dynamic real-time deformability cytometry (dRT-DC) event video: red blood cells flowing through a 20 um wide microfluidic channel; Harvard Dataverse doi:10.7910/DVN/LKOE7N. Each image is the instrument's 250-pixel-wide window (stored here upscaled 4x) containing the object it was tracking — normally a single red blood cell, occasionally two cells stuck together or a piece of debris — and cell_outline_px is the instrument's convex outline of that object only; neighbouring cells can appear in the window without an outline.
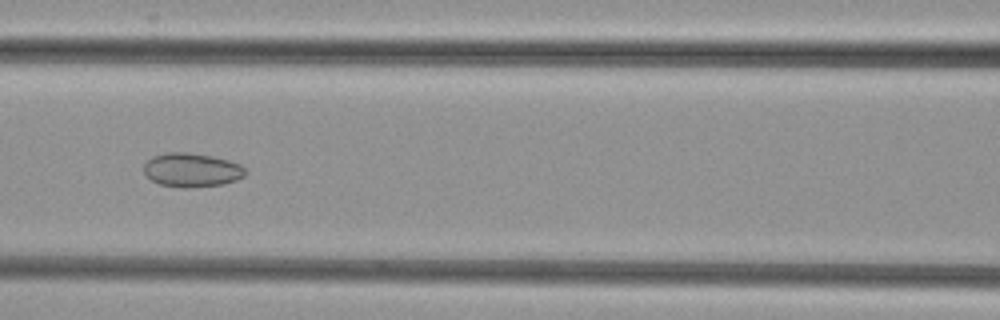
{"species": "common noctule bat (a hibernating species)", "species_latin": "Nyctalus noctula", "temperature_condition": "cold", "stored_images_in_passage": 6, "camera_frame_rate_fps": 3000, "um_per_image_px": 0.085, "animal": {"sex": "female", "body_mass_g": 29.2, "forearm_length_mm": 56.3}, "frame": {"image": 1, "passage_image": 6, "time_ms": 1.667, "image_size_px": [1000, 320], "cell_outline_px": [[248, 172], [244, 176], [236, 180], [224, 184], [184, 188], [160, 184], [152, 180], [144, 172], [144, 164], [152, 156], [168, 152], [188, 152], [212, 156], [228, 160], [240, 164]], "centroid_in_image_um": [16.31, 14.44], "position_along_channel_um": 150.3, "area_um2": 20.06}}